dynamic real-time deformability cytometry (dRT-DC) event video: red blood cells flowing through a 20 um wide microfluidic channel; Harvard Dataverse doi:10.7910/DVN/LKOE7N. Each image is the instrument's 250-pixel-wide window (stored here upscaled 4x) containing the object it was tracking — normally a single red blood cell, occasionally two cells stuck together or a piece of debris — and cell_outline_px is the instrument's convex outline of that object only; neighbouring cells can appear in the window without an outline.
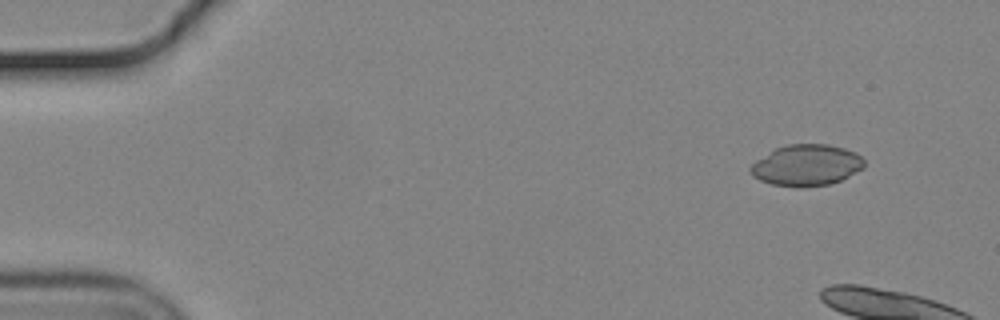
{"species": "common noctule bat (a hibernating species)", "species_latin": "Nyctalus noctula", "temperature_condition": "cold", "stored_images_in_passage": 6, "camera_frame_rate_fps": 3000, "um_per_image_px": 0.085, "animal": {"sex": "male", "body_mass_g": 19.2, "forearm_length_mm": 51.8}, "frame": {"image": 1, "passage_image": 1, "time_ms": 0.0, "image_size_px": [1000, 320], "cell_outline_px": [[864, 168], [840, 180], [828, 184], [800, 188], [796, 188], [772, 184], [760, 180], [752, 176], [748, 172], [748, 168], [756, 160], [776, 148], [788, 144], [828, 144], [844, 148], [856, 152], [864, 160]], "centroid_in_image_um": [68.53, 14.05], "position_along_channel_um": 16.5, "area_um2": 27.46}}